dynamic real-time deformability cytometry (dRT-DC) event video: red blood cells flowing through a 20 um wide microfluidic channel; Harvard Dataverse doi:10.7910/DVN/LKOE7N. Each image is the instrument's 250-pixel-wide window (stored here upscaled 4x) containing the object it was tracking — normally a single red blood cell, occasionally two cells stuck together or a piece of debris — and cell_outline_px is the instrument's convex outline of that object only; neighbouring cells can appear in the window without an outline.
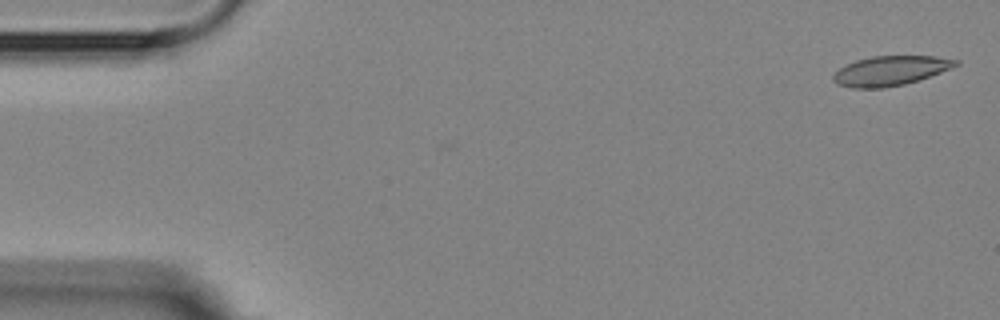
{"species": "Egyptian fruit bat (a non-hibernating species)", "species_latin": "Rousettus aegyptiacus", "temperature_condition": "room temperature", "stored_images_in_passage": 6, "segment_of_instrument_passage": [2, 2], "camera_frame_rate_fps": 3000, "um_per_image_px": 0.085, "animal": {"sex": "female"}, "frame": {"image": 1, "passage_image": 6, "time_ms": 7.333, "image_size_px": [1000, 320], "cell_outline_px": [[960, 64], [952, 68], [904, 84], [884, 88], [852, 88], [836, 84], [832, 80], [832, 76], [840, 68], [856, 60], [872, 56], [936, 56], [960, 60]], "centroid_in_image_um": [75.68, 6.01], "position_along_channel_um": 9.3, "area_um2": 21.04}}